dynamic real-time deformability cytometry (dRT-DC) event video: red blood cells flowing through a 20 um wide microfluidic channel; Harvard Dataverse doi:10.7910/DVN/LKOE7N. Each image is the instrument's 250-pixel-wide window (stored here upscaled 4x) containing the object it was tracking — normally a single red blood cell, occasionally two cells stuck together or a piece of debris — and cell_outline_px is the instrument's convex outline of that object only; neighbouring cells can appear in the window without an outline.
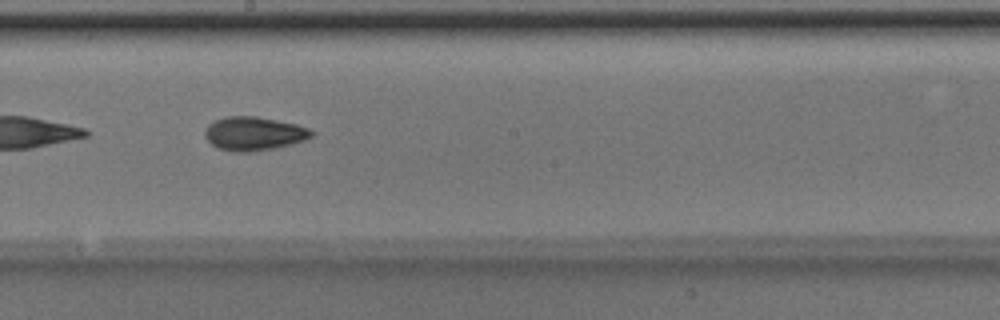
{"species": "Egyptian fruit bat (a non-hibernating species)", "species_latin": "Rousettus aegyptiacus", "temperature_condition": "room temperature", "stored_images_in_passage": 18, "camera_frame_rate_fps": 3000, "um_per_image_px": 0.085, "animal": {"sex": "male"}, "frame": {"image": 1, "passage_image": 13, "time_ms": 4.0, "image_size_px": [1000, 320], "cell_outline_px": [[316, 132], [312, 136], [304, 140], [276, 148], [248, 152], [232, 152], [216, 148], [204, 136], [204, 128], [212, 120], [228, 116], [256, 116], [296, 124], [308, 128]], "centroid_in_image_um": [21.54, 11.35], "position_along_channel_um": 226.7, "area_um2": 21.15}}